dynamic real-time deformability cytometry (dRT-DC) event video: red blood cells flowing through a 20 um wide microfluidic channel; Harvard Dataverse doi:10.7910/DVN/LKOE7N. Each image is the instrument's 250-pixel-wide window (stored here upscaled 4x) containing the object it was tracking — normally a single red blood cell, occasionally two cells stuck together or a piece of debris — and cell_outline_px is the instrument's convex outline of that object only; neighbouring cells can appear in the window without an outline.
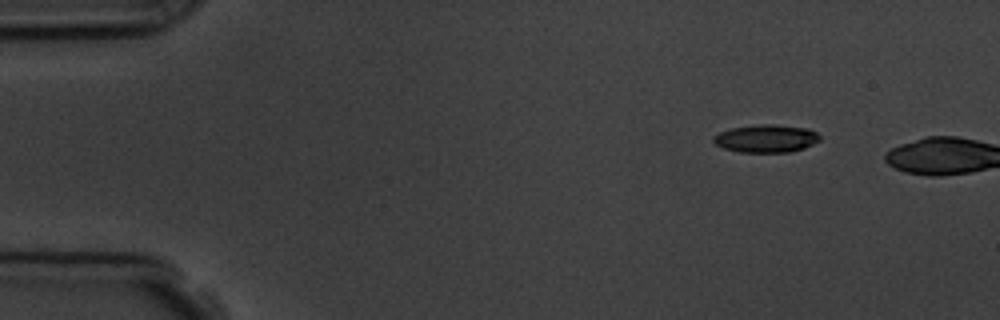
{"species": "common noctule bat (a hibernating species)", "species_latin": "Nyctalus noctula", "temperature_condition": "room temperature", "stored_images_in_passage": 2, "camera_frame_rate_fps": 3000, "um_per_image_px": 0.085, "animal": {"sex": "male", "body_mass_g": 19.5, "forearm_length_mm": 54.6}, "frame": {"image": 1, "passage_image": 1, "time_ms": 0.0, "image_size_px": [1000, 320], "cell_outline_px": [[820, 140], [804, 148], [788, 152], [740, 152], [724, 148], [716, 144], [712, 140], [712, 136], [720, 132], [732, 128], [756, 124], [772, 124], [808, 128], [816, 132], [820, 136]], "centroid_in_image_um": [65.11, 11.76], "position_along_channel_um": 19.9, "area_um2": 17.22}}